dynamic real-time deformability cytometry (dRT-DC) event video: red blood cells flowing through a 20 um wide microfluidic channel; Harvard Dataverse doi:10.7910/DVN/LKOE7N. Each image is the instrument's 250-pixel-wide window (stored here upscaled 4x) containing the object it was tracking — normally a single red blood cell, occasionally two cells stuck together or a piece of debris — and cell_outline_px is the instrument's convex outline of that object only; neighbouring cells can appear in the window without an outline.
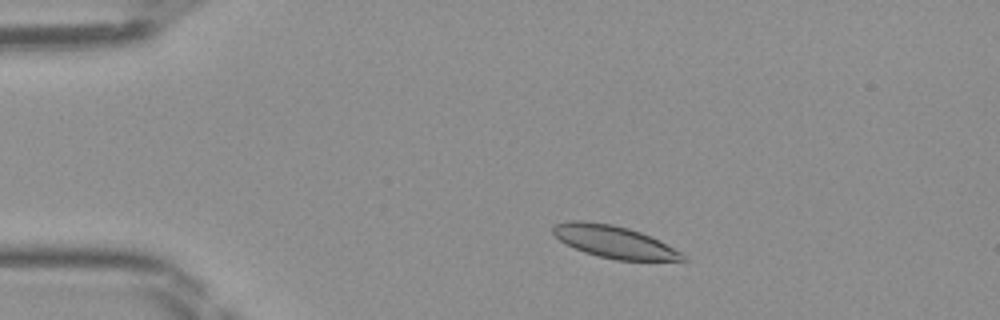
{"species": "Egyptian fruit bat (a non-hibernating species)", "species_latin": "Rousettus aegyptiacus", "temperature_condition": "room temperature", "stored_images_in_passage": 39, "camera_frame_rate_fps": 3000, "um_per_image_px": 0.085, "frame": {"image": 1, "passage_image": 1, "time_ms": 0.0, "image_size_px": [1000, 320], "cell_outline_px": [[688, 260], [616, 260], [584, 252], [560, 240], [552, 232], [552, 228], [556, 224], [568, 220], [584, 220], [612, 224], [628, 228], [640, 232], [688, 256]], "centroid_in_image_um": [52.17, 20.54], "position_along_channel_um": 32.8, "area_um2": 23.93}}
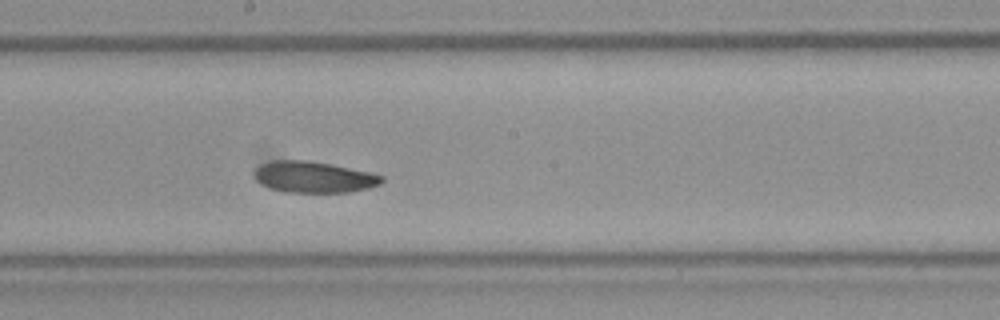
{"frame": {"image": 2, "passage_image": 18, "time_ms": 5.667, "image_size_px": [1000, 320], "cell_outline_px": [[384, 180], [380, 184], [368, 188], [348, 192], [284, 192], [268, 188], [260, 184], [256, 180], [256, 168], [260, 164], [272, 160], [308, 160], [332, 164], [372, 172], [384, 176]], "centroid_in_image_um": [26.68, 15.04], "position_along_channel_um": 221.5, "area_um2": 23.41}}
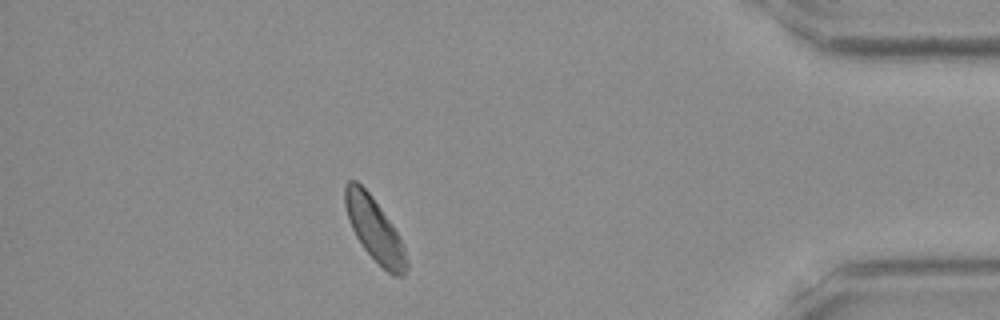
{"frame": {"image": 3, "passage_image": 34, "time_ms": 11.0, "image_size_px": [1000, 320], "cell_outline_px": [[408, 268], [404, 276], [392, 276], [360, 244], [348, 220], [344, 204], [344, 184], [348, 180], [356, 180], [372, 196], [392, 224], [400, 236], [408, 260]], "centroid_in_image_um": [31.83, 19.49], "position_along_channel_um": 403.4, "area_um2": 22.77}}